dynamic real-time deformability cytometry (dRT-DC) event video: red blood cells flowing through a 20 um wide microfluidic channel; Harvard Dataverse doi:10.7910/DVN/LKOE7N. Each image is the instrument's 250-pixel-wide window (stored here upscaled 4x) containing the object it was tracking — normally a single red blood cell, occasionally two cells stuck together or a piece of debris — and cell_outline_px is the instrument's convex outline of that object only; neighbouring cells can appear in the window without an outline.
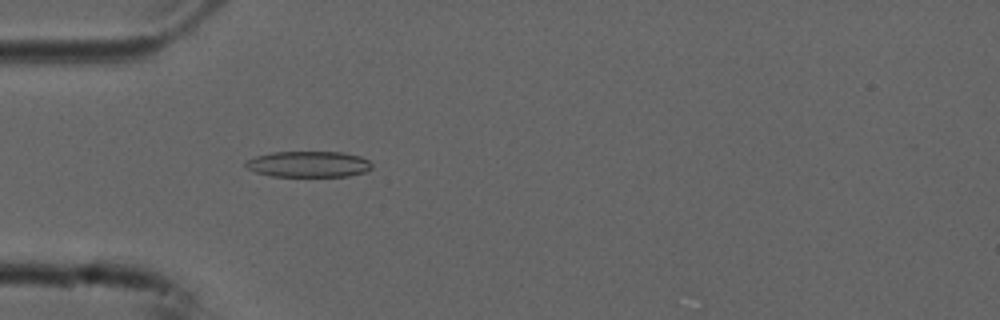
{"species": "common noctule bat (a hibernating species)", "species_latin": "Nyctalus noctula", "temperature_condition": "cold", "stored_images_in_passage": 3, "camera_frame_rate_fps": 3000, "um_per_image_px": 0.085, "animal": {"sex": "male", "forearm_length_mm": 52.5}, "frame": {"image": 1, "passage_image": 3, "time_ms": 0.667, "image_size_px": [1000, 320], "cell_outline_px": [[372, 168], [368, 172], [348, 176], [272, 176], [256, 172], [248, 168], [244, 164], [248, 160], [256, 156], [272, 152], [344, 152], [360, 156], [368, 160], [372, 164]], "centroid_in_image_um": [26.28, 13.95], "position_along_channel_um": 58.7, "area_um2": 19.13}}